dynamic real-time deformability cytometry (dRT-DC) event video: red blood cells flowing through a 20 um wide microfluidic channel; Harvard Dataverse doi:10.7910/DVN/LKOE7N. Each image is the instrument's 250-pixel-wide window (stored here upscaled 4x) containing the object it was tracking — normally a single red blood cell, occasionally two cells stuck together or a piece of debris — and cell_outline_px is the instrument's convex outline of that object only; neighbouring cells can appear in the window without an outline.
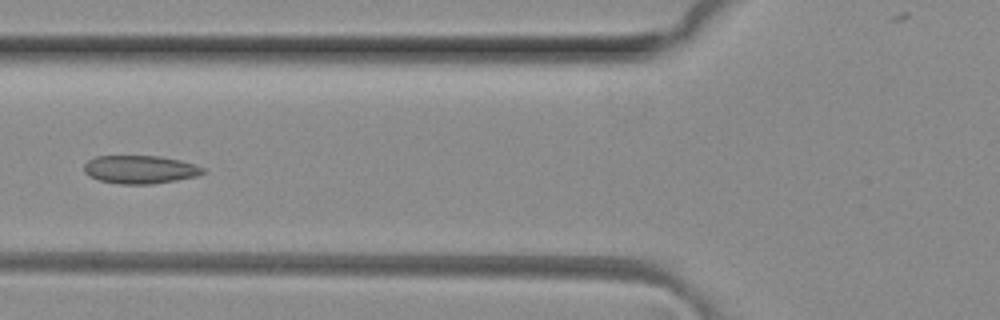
{"species": "common noctule bat (a hibernating species)", "species_latin": "Nyctalus noctula", "temperature_condition": "room temperature", "stored_images_in_passage": 5, "camera_frame_rate_fps": 3000, "um_per_image_px": 0.085, "animal": {"sex": "female", "body_mass_g": 29.2, "forearm_length_mm": 56.3}, "frame": {"image": 1, "passage_image": 5, "time_ms": 1.333, "image_size_px": [1000, 320], "cell_outline_px": [[204, 172], [196, 176], [176, 180], [152, 184], [120, 184], [100, 180], [88, 176], [84, 172], [84, 164], [88, 160], [96, 156], [160, 156], [180, 160], [196, 164], [204, 168]], "centroid_in_image_um": [11.89, 14.4], "position_along_channel_um": 113.9, "area_um2": 19.54}}